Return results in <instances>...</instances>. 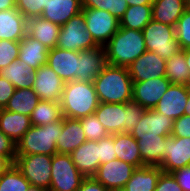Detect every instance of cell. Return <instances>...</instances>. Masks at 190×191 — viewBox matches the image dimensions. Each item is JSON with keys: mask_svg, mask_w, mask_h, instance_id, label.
Returning a JSON list of instances; mask_svg holds the SVG:
<instances>
[{"mask_svg": "<svg viewBox=\"0 0 190 191\" xmlns=\"http://www.w3.org/2000/svg\"><path fill=\"white\" fill-rule=\"evenodd\" d=\"M100 103H126L132 100L133 81L127 67L107 65L93 80Z\"/></svg>", "mask_w": 190, "mask_h": 191, "instance_id": "cell-1", "label": "cell"}, {"mask_svg": "<svg viewBox=\"0 0 190 191\" xmlns=\"http://www.w3.org/2000/svg\"><path fill=\"white\" fill-rule=\"evenodd\" d=\"M145 108L133 100L126 103H99L94 114L109 135L130 133L141 119Z\"/></svg>", "mask_w": 190, "mask_h": 191, "instance_id": "cell-2", "label": "cell"}, {"mask_svg": "<svg viewBox=\"0 0 190 191\" xmlns=\"http://www.w3.org/2000/svg\"><path fill=\"white\" fill-rule=\"evenodd\" d=\"M104 47L109 65L127 68L147 51L142 31L122 27Z\"/></svg>", "mask_w": 190, "mask_h": 191, "instance_id": "cell-3", "label": "cell"}, {"mask_svg": "<svg viewBox=\"0 0 190 191\" xmlns=\"http://www.w3.org/2000/svg\"><path fill=\"white\" fill-rule=\"evenodd\" d=\"M99 100L93 82H67L61 96L63 117L80 119L94 114Z\"/></svg>", "mask_w": 190, "mask_h": 191, "instance_id": "cell-4", "label": "cell"}, {"mask_svg": "<svg viewBox=\"0 0 190 191\" xmlns=\"http://www.w3.org/2000/svg\"><path fill=\"white\" fill-rule=\"evenodd\" d=\"M62 134V119L42 126L32 125L16 143V155L57 153L56 143Z\"/></svg>", "mask_w": 190, "mask_h": 191, "instance_id": "cell-5", "label": "cell"}, {"mask_svg": "<svg viewBox=\"0 0 190 191\" xmlns=\"http://www.w3.org/2000/svg\"><path fill=\"white\" fill-rule=\"evenodd\" d=\"M147 51L155 52L163 59H170L182 49L175 36V27L151 20L142 30Z\"/></svg>", "mask_w": 190, "mask_h": 191, "instance_id": "cell-6", "label": "cell"}, {"mask_svg": "<svg viewBox=\"0 0 190 191\" xmlns=\"http://www.w3.org/2000/svg\"><path fill=\"white\" fill-rule=\"evenodd\" d=\"M99 46L87 31L83 12L73 16L60 27L56 47L71 51H83Z\"/></svg>", "mask_w": 190, "mask_h": 191, "instance_id": "cell-7", "label": "cell"}, {"mask_svg": "<svg viewBox=\"0 0 190 191\" xmlns=\"http://www.w3.org/2000/svg\"><path fill=\"white\" fill-rule=\"evenodd\" d=\"M85 177L78 171L70 154H54L49 191H77Z\"/></svg>", "mask_w": 190, "mask_h": 191, "instance_id": "cell-8", "label": "cell"}, {"mask_svg": "<svg viewBox=\"0 0 190 191\" xmlns=\"http://www.w3.org/2000/svg\"><path fill=\"white\" fill-rule=\"evenodd\" d=\"M52 156L47 154L16 155L15 166L33 186L49 191Z\"/></svg>", "mask_w": 190, "mask_h": 191, "instance_id": "cell-9", "label": "cell"}, {"mask_svg": "<svg viewBox=\"0 0 190 191\" xmlns=\"http://www.w3.org/2000/svg\"><path fill=\"white\" fill-rule=\"evenodd\" d=\"M82 12L85 18L87 31L100 46H105L119 30L120 21L108 11L94 8H82Z\"/></svg>", "mask_w": 190, "mask_h": 191, "instance_id": "cell-10", "label": "cell"}, {"mask_svg": "<svg viewBox=\"0 0 190 191\" xmlns=\"http://www.w3.org/2000/svg\"><path fill=\"white\" fill-rule=\"evenodd\" d=\"M174 120L154 109H146L138 125L130 134L136 140L158 136H171Z\"/></svg>", "mask_w": 190, "mask_h": 191, "instance_id": "cell-11", "label": "cell"}, {"mask_svg": "<svg viewBox=\"0 0 190 191\" xmlns=\"http://www.w3.org/2000/svg\"><path fill=\"white\" fill-rule=\"evenodd\" d=\"M136 168L119 159L101 164L94 178L110 191H120L131 178Z\"/></svg>", "mask_w": 190, "mask_h": 191, "instance_id": "cell-12", "label": "cell"}, {"mask_svg": "<svg viewBox=\"0 0 190 191\" xmlns=\"http://www.w3.org/2000/svg\"><path fill=\"white\" fill-rule=\"evenodd\" d=\"M128 71L133 82L166 77V60L155 52L146 51L128 67Z\"/></svg>", "mask_w": 190, "mask_h": 191, "instance_id": "cell-13", "label": "cell"}, {"mask_svg": "<svg viewBox=\"0 0 190 191\" xmlns=\"http://www.w3.org/2000/svg\"><path fill=\"white\" fill-rule=\"evenodd\" d=\"M190 165V137H166L165 155L159 166L163 172L172 173Z\"/></svg>", "mask_w": 190, "mask_h": 191, "instance_id": "cell-14", "label": "cell"}, {"mask_svg": "<svg viewBox=\"0 0 190 191\" xmlns=\"http://www.w3.org/2000/svg\"><path fill=\"white\" fill-rule=\"evenodd\" d=\"M32 89L40 100L60 102L65 82L46 64L35 70Z\"/></svg>", "mask_w": 190, "mask_h": 191, "instance_id": "cell-15", "label": "cell"}, {"mask_svg": "<svg viewBox=\"0 0 190 191\" xmlns=\"http://www.w3.org/2000/svg\"><path fill=\"white\" fill-rule=\"evenodd\" d=\"M78 82H93L99 73L108 65L104 46L79 51Z\"/></svg>", "mask_w": 190, "mask_h": 191, "instance_id": "cell-16", "label": "cell"}, {"mask_svg": "<svg viewBox=\"0 0 190 191\" xmlns=\"http://www.w3.org/2000/svg\"><path fill=\"white\" fill-rule=\"evenodd\" d=\"M189 86L170 84L166 93L162 95L154 110L166 115L172 120L185 114L189 96Z\"/></svg>", "mask_w": 190, "mask_h": 191, "instance_id": "cell-17", "label": "cell"}, {"mask_svg": "<svg viewBox=\"0 0 190 191\" xmlns=\"http://www.w3.org/2000/svg\"><path fill=\"white\" fill-rule=\"evenodd\" d=\"M170 84L166 77L133 82L132 100L140 103L145 109H154Z\"/></svg>", "mask_w": 190, "mask_h": 191, "instance_id": "cell-18", "label": "cell"}, {"mask_svg": "<svg viewBox=\"0 0 190 191\" xmlns=\"http://www.w3.org/2000/svg\"><path fill=\"white\" fill-rule=\"evenodd\" d=\"M79 51L54 47L48 51L47 65L65 82L77 80Z\"/></svg>", "mask_w": 190, "mask_h": 191, "instance_id": "cell-19", "label": "cell"}, {"mask_svg": "<svg viewBox=\"0 0 190 191\" xmlns=\"http://www.w3.org/2000/svg\"><path fill=\"white\" fill-rule=\"evenodd\" d=\"M78 171L85 177H94L100 166L98 141H85L71 154Z\"/></svg>", "mask_w": 190, "mask_h": 191, "instance_id": "cell-20", "label": "cell"}, {"mask_svg": "<svg viewBox=\"0 0 190 191\" xmlns=\"http://www.w3.org/2000/svg\"><path fill=\"white\" fill-rule=\"evenodd\" d=\"M87 141L79 119L62 118V134L56 143L58 154H71Z\"/></svg>", "mask_w": 190, "mask_h": 191, "instance_id": "cell-21", "label": "cell"}, {"mask_svg": "<svg viewBox=\"0 0 190 191\" xmlns=\"http://www.w3.org/2000/svg\"><path fill=\"white\" fill-rule=\"evenodd\" d=\"M27 31V18L16 8L0 12V40L20 42Z\"/></svg>", "mask_w": 190, "mask_h": 191, "instance_id": "cell-22", "label": "cell"}, {"mask_svg": "<svg viewBox=\"0 0 190 191\" xmlns=\"http://www.w3.org/2000/svg\"><path fill=\"white\" fill-rule=\"evenodd\" d=\"M60 26L41 16L27 19L26 34L38 40L47 49H53L57 45Z\"/></svg>", "mask_w": 190, "mask_h": 191, "instance_id": "cell-23", "label": "cell"}, {"mask_svg": "<svg viewBox=\"0 0 190 191\" xmlns=\"http://www.w3.org/2000/svg\"><path fill=\"white\" fill-rule=\"evenodd\" d=\"M82 12L81 0H50L41 17L60 27Z\"/></svg>", "mask_w": 190, "mask_h": 191, "instance_id": "cell-24", "label": "cell"}, {"mask_svg": "<svg viewBox=\"0 0 190 191\" xmlns=\"http://www.w3.org/2000/svg\"><path fill=\"white\" fill-rule=\"evenodd\" d=\"M32 126L31 118L17 112L0 109V131L17 143Z\"/></svg>", "mask_w": 190, "mask_h": 191, "instance_id": "cell-25", "label": "cell"}, {"mask_svg": "<svg viewBox=\"0 0 190 191\" xmlns=\"http://www.w3.org/2000/svg\"><path fill=\"white\" fill-rule=\"evenodd\" d=\"M186 9L187 0H154L152 20L175 27Z\"/></svg>", "mask_w": 190, "mask_h": 191, "instance_id": "cell-26", "label": "cell"}, {"mask_svg": "<svg viewBox=\"0 0 190 191\" xmlns=\"http://www.w3.org/2000/svg\"><path fill=\"white\" fill-rule=\"evenodd\" d=\"M19 51L18 60L34 70L47 64L49 49L27 34L20 41Z\"/></svg>", "mask_w": 190, "mask_h": 191, "instance_id": "cell-27", "label": "cell"}, {"mask_svg": "<svg viewBox=\"0 0 190 191\" xmlns=\"http://www.w3.org/2000/svg\"><path fill=\"white\" fill-rule=\"evenodd\" d=\"M114 147L117 159L135 168L146 166L141 159L137 140L130 133L114 134Z\"/></svg>", "mask_w": 190, "mask_h": 191, "instance_id": "cell-28", "label": "cell"}, {"mask_svg": "<svg viewBox=\"0 0 190 191\" xmlns=\"http://www.w3.org/2000/svg\"><path fill=\"white\" fill-rule=\"evenodd\" d=\"M0 76L9 81L15 89H32L36 73L26 63L16 59L0 70Z\"/></svg>", "mask_w": 190, "mask_h": 191, "instance_id": "cell-29", "label": "cell"}, {"mask_svg": "<svg viewBox=\"0 0 190 191\" xmlns=\"http://www.w3.org/2000/svg\"><path fill=\"white\" fill-rule=\"evenodd\" d=\"M163 170L159 166H143L133 171L125 184L124 191H155L158 179Z\"/></svg>", "mask_w": 190, "mask_h": 191, "instance_id": "cell-30", "label": "cell"}, {"mask_svg": "<svg viewBox=\"0 0 190 191\" xmlns=\"http://www.w3.org/2000/svg\"><path fill=\"white\" fill-rule=\"evenodd\" d=\"M166 137L158 136L137 140L141 159L146 166H160L166 149Z\"/></svg>", "mask_w": 190, "mask_h": 191, "instance_id": "cell-31", "label": "cell"}, {"mask_svg": "<svg viewBox=\"0 0 190 191\" xmlns=\"http://www.w3.org/2000/svg\"><path fill=\"white\" fill-rule=\"evenodd\" d=\"M39 101L40 98L33 89H15L4 109L31 116Z\"/></svg>", "mask_w": 190, "mask_h": 191, "instance_id": "cell-32", "label": "cell"}, {"mask_svg": "<svg viewBox=\"0 0 190 191\" xmlns=\"http://www.w3.org/2000/svg\"><path fill=\"white\" fill-rule=\"evenodd\" d=\"M166 78L171 84L190 85V69L182 50L166 60Z\"/></svg>", "mask_w": 190, "mask_h": 191, "instance_id": "cell-33", "label": "cell"}, {"mask_svg": "<svg viewBox=\"0 0 190 191\" xmlns=\"http://www.w3.org/2000/svg\"><path fill=\"white\" fill-rule=\"evenodd\" d=\"M152 20V5L128 6L119 20L120 27L142 31Z\"/></svg>", "mask_w": 190, "mask_h": 191, "instance_id": "cell-34", "label": "cell"}, {"mask_svg": "<svg viewBox=\"0 0 190 191\" xmlns=\"http://www.w3.org/2000/svg\"><path fill=\"white\" fill-rule=\"evenodd\" d=\"M30 118L34 126H42L61 120L63 115L60 102L40 100Z\"/></svg>", "mask_w": 190, "mask_h": 191, "instance_id": "cell-35", "label": "cell"}, {"mask_svg": "<svg viewBox=\"0 0 190 191\" xmlns=\"http://www.w3.org/2000/svg\"><path fill=\"white\" fill-rule=\"evenodd\" d=\"M30 185L15 164L0 175V191H27Z\"/></svg>", "mask_w": 190, "mask_h": 191, "instance_id": "cell-36", "label": "cell"}, {"mask_svg": "<svg viewBox=\"0 0 190 191\" xmlns=\"http://www.w3.org/2000/svg\"><path fill=\"white\" fill-rule=\"evenodd\" d=\"M82 8L108 11L120 20L128 8L126 0H81Z\"/></svg>", "mask_w": 190, "mask_h": 191, "instance_id": "cell-37", "label": "cell"}, {"mask_svg": "<svg viewBox=\"0 0 190 191\" xmlns=\"http://www.w3.org/2000/svg\"><path fill=\"white\" fill-rule=\"evenodd\" d=\"M79 121L87 141H98L109 135L95 114L80 118Z\"/></svg>", "mask_w": 190, "mask_h": 191, "instance_id": "cell-38", "label": "cell"}, {"mask_svg": "<svg viewBox=\"0 0 190 191\" xmlns=\"http://www.w3.org/2000/svg\"><path fill=\"white\" fill-rule=\"evenodd\" d=\"M175 36L181 49L190 48V9H186L175 25Z\"/></svg>", "mask_w": 190, "mask_h": 191, "instance_id": "cell-39", "label": "cell"}, {"mask_svg": "<svg viewBox=\"0 0 190 191\" xmlns=\"http://www.w3.org/2000/svg\"><path fill=\"white\" fill-rule=\"evenodd\" d=\"M50 0H16V9L27 19L39 17Z\"/></svg>", "mask_w": 190, "mask_h": 191, "instance_id": "cell-40", "label": "cell"}, {"mask_svg": "<svg viewBox=\"0 0 190 191\" xmlns=\"http://www.w3.org/2000/svg\"><path fill=\"white\" fill-rule=\"evenodd\" d=\"M19 46L18 41L0 40V70L18 59Z\"/></svg>", "mask_w": 190, "mask_h": 191, "instance_id": "cell-41", "label": "cell"}, {"mask_svg": "<svg viewBox=\"0 0 190 191\" xmlns=\"http://www.w3.org/2000/svg\"><path fill=\"white\" fill-rule=\"evenodd\" d=\"M98 143L100 165L117 158L114 147V134L98 140Z\"/></svg>", "mask_w": 190, "mask_h": 191, "instance_id": "cell-42", "label": "cell"}, {"mask_svg": "<svg viewBox=\"0 0 190 191\" xmlns=\"http://www.w3.org/2000/svg\"><path fill=\"white\" fill-rule=\"evenodd\" d=\"M155 191H182L172 173L162 172Z\"/></svg>", "mask_w": 190, "mask_h": 191, "instance_id": "cell-43", "label": "cell"}, {"mask_svg": "<svg viewBox=\"0 0 190 191\" xmlns=\"http://www.w3.org/2000/svg\"><path fill=\"white\" fill-rule=\"evenodd\" d=\"M173 137H190V115L184 114L173 123Z\"/></svg>", "mask_w": 190, "mask_h": 191, "instance_id": "cell-44", "label": "cell"}, {"mask_svg": "<svg viewBox=\"0 0 190 191\" xmlns=\"http://www.w3.org/2000/svg\"><path fill=\"white\" fill-rule=\"evenodd\" d=\"M0 155L7 156L13 163L16 159V143L0 131Z\"/></svg>", "mask_w": 190, "mask_h": 191, "instance_id": "cell-45", "label": "cell"}, {"mask_svg": "<svg viewBox=\"0 0 190 191\" xmlns=\"http://www.w3.org/2000/svg\"><path fill=\"white\" fill-rule=\"evenodd\" d=\"M15 87L0 76V109L5 108L10 98L13 96Z\"/></svg>", "mask_w": 190, "mask_h": 191, "instance_id": "cell-46", "label": "cell"}, {"mask_svg": "<svg viewBox=\"0 0 190 191\" xmlns=\"http://www.w3.org/2000/svg\"><path fill=\"white\" fill-rule=\"evenodd\" d=\"M172 175L182 191H190V165L172 172Z\"/></svg>", "mask_w": 190, "mask_h": 191, "instance_id": "cell-47", "label": "cell"}, {"mask_svg": "<svg viewBox=\"0 0 190 191\" xmlns=\"http://www.w3.org/2000/svg\"><path fill=\"white\" fill-rule=\"evenodd\" d=\"M77 191H110L98 182L94 177L84 178Z\"/></svg>", "mask_w": 190, "mask_h": 191, "instance_id": "cell-48", "label": "cell"}, {"mask_svg": "<svg viewBox=\"0 0 190 191\" xmlns=\"http://www.w3.org/2000/svg\"><path fill=\"white\" fill-rule=\"evenodd\" d=\"M13 164L7 156L0 155V175L7 171Z\"/></svg>", "mask_w": 190, "mask_h": 191, "instance_id": "cell-49", "label": "cell"}, {"mask_svg": "<svg viewBox=\"0 0 190 191\" xmlns=\"http://www.w3.org/2000/svg\"><path fill=\"white\" fill-rule=\"evenodd\" d=\"M16 8V0H0V12Z\"/></svg>", "mask_w": 190, "mask_h": 191, "instance_id": "cell-50", "label": "cell"}, {"mask_svg": "<svg viewBox=\"0 0 190 191\" xmlns=\"http://www.w3.org/2000/svg\"><path fill=\"white\" fill-rule=\"evenodd\" d=\"M128 6L152 5L154 0H126Z\"/></svg>", "mask_w": 190, "mask_h": 191, "instance_id": "cell-51", "label": "cell"}, {"mask_svg": "<svg viewBox=\"0 0 190 191\" xmlns=\"http://www.w3.org/2000/svg\"><path fill=\"white\" fill-rule=\"evenodd\" d=\"M182 51L184 52V55H185L186 64L188 65V68L190 69V48L183 49Z\"/></svg>", "mask_w": 190, "mask_h": 191, "instance_id": "cell-52", "label": "cell"}, {"mask_svg": "<svg viewBox=\"0 0 190 191\" xmlns=\"http://www.w3.org/2000/svg\"><path fill=\"white\" fill-rule=\"evenodd\" d=\"M27 191H47V190H45V189H43V188H40V187H38V186L30 185V187L28 188Z\"/></svg>", "mask_w": 190, "mask_h": 191, "instance_id": "cell-53", "label": "cell"}, {"mask_svg": "<svg viewBox=\"0 0 190 191\" xmlns=\"http://www.w3.org/2000/svg\"><path fill=\"white\" fill-rule=\"evenodd\" d=\"M185 114L190 115V89H189V96H188V101H187V104H186Z\"/></svg>", "mask_w": 190, "mask_h": 191, "instance_id": "cell-54", "label": "cell"}, {"mask_svg": "<svg viewBox=\"0 0 190 191\" xmlns=\"http://www.w3.org/2000/svg\"><path fill=\"white\" fill-rule=\"evenodd\" d=\"M187 8L190 9V0H187Z\"/></svg>", "mask_w": 190, "mask_h": 191, "instance_id": "cell-55", "label": "cell"}]
</instances>
